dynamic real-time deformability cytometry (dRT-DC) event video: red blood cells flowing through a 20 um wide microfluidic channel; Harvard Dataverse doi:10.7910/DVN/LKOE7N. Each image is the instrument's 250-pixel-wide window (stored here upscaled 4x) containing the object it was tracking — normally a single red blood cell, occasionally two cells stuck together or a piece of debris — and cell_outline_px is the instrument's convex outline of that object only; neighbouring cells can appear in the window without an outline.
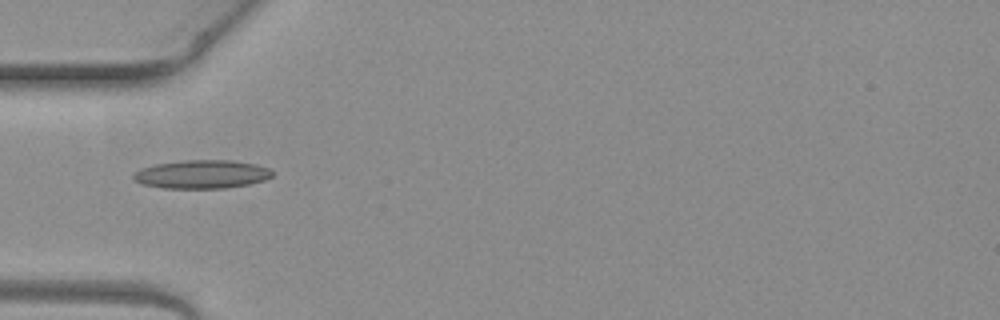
{"species": "common noctule bat (a hibernating species)", "species_latin": "Nyctalus noctula", "temperature_condition": "warm", "stored_images_in_passage": 1, "camera_frame_rate_fps": 3000, "um_per_image_px": 0.085, "animal": {"sex": "female", "body_mass_g": 19.3, "forearm_length_mm": 54.1}, "frame": {"image": 1, "passage_image": 1, "time_ms": 0.0, "image_size_px": [1000, 320], "cell_outline_px": [[272, 176], [264, 180], [248, 184], [224, 188], [164, 188], [140, 184], [132, 180], [132, 176], [140, 168], [152, 164], [184, 160], [232, 160], [256, 164], [268, 168], [272, 172]], "centroid_in_image_um": [17.09, 14.81], "position_along_channel_um": 67.9, "area_um2": 23.18}}